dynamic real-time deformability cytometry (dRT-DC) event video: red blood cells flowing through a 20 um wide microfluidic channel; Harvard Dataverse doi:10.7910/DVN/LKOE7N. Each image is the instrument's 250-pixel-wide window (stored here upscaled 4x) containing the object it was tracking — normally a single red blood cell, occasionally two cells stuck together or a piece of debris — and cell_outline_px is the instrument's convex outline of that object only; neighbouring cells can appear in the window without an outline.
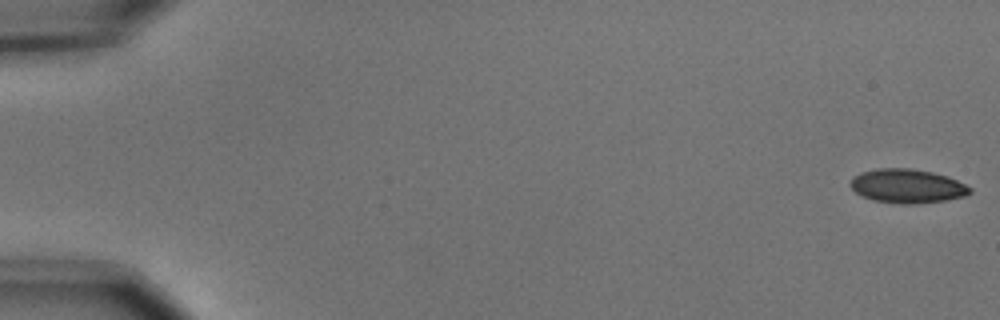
{"species": "common noctule bat (a hibernating species)", "species_latin": "Nyctalus noctula", "temperature_condition": "cold", "stored_images_in_passage": 55, "camera_frame_rate_fps": 3000, "um_per_image_px": 0.085, "animal": {"sex": "male", "body_mass_g": 15.6}, "frame": {"image": 1, "passage_image": 1, "time_ms": 0.0, "image_size_px": [1000, 320], "cell_outline_px": [[972, 192], [964, 196], [944, 200], [916, 204], [900, 204], [872, 200], [856, 192], [848, 184], [852, 176], [860, 172], [876, 168], [912, 168], [932, 172], [948, 176], [972, 188]], "centroid_in_image_um": [77.08, 15.8], "position_along_channel_um": 7.9, "area_um2": 23.81}}
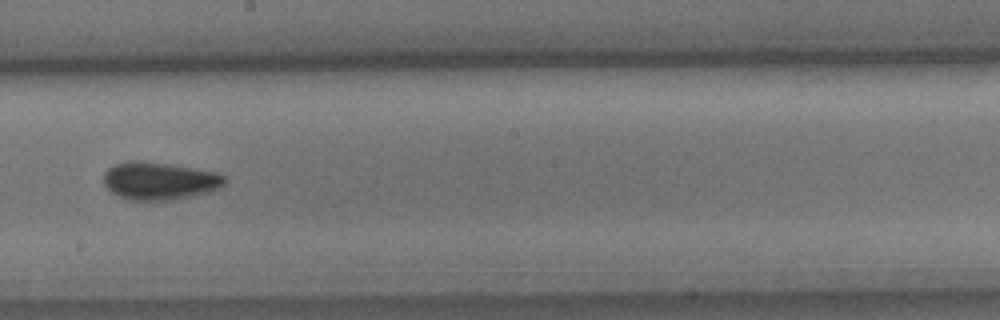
{"frame": {"image": 2, "passage_image": 32, "time_ms": 10.333, "image_size_px": [1000, 320], "cell_outline_px": [[228, 180], [220, 188], [208, 192], [172, 200], [132, 200], [120, 196], [112, 192], [104, 184], [104, 172], [108, 168], [116, 164], [128, 160], [132, 160], [164, 164], [216, 172], [224, 176]], "centroid_in_image_um": [13.55, 15.38], "position_along_channel_um": 234.6, "area_um2": 26.18}}
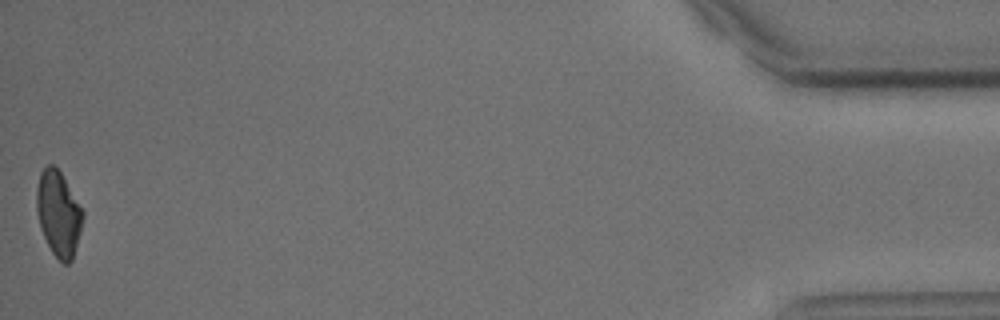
{"frame": {"image": 3, "passage_image": 55, "time_ms": 18.0, "image_size_px": [1000, 320], "cell_outline_px": [[84, 216], [80, 232], [72, 260], [68, 264], [64, 264], [52, 252], [40, 228], [36, 208], [36, 188], [40, 172], [48, 164], [52, 164], [60, 172], [84, 212]], "centroid_in_image_um": [4.96, 18.15], "position_along_channel_um": 430.2, "area_um2": 22.72}, "authors_computed_cell_mechanics": {"area_um2": 24.4494, "velocity_mm_per_s": 3.6824, "shape_relaxation_time_tau1_ms": 3.93, "shape_relaxation_time_tau2_ms": 3.0254, "deformation_change_tau1": 0.1028, "deformation_change_tau2": 0.07}}